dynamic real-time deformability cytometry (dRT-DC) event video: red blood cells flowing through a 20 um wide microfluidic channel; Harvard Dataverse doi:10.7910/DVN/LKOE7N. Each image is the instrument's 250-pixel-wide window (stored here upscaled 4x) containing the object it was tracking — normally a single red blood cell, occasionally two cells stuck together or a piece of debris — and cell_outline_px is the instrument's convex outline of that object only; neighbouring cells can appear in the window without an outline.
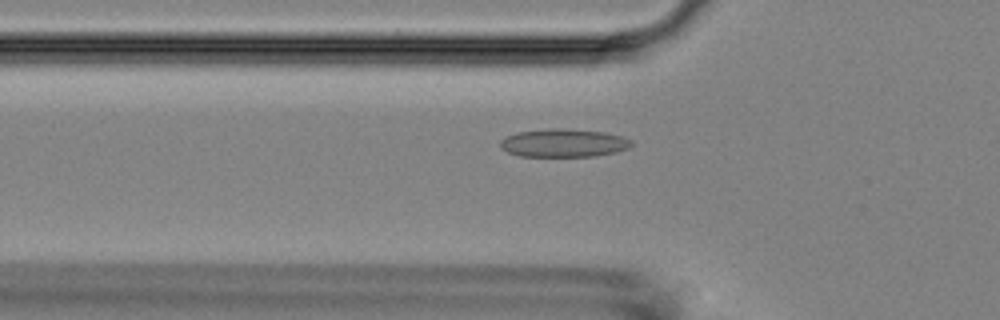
{"species": "Egyptian fruit bat (a non-hibernating species)", "species_latin": "Rousettus aegyptiacus", "temperature_condition": "room temperature", "stored_images_in_passage": 49, "camera_frame_rate_fps": 3000, "um_per_image_px": 0.085, "animal": {"sex": "female"}, "frame": {"image": 1, "passage_image": 18, "time_ms": 5.667, "image_size_px": [1000, 320], "cell_outline_px": [[632, 144], [628, 148], [616, 152], [592, 156], [520, 156], [508, 152], [500, 148], [500, 140], [516, 132], [548, 128], [560, 128], [604, 132], [620, 136], [632, 140]], "centroid_in_image_um": [47.88, 12.15], "position_along_channel_um": 77.9, "area_um2": 21.44}}
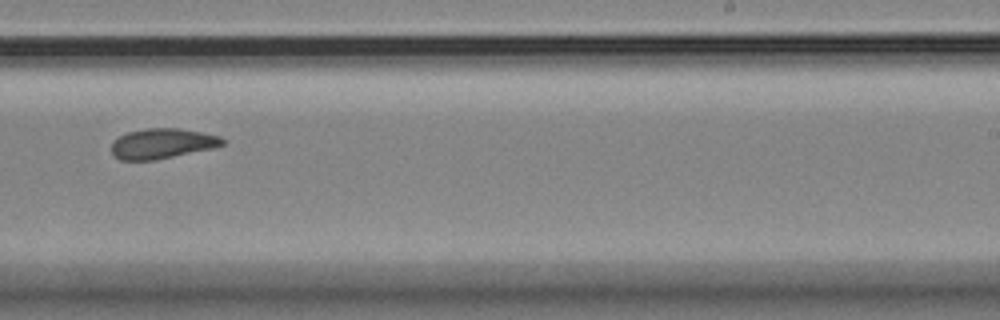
{"frame": {"image": 2, "passage_image": 34, "time_ms": 11.0, "image_size_px": [1000, 320], "cell_outline_px": [[224, 144], [212, 148], [156, 160], [120, 160], [112, 156], [112, 140], [128, 132], [148, 128], [180, 128], [220, 136], [224, 140]], "centroid_in_image_um": [13.75, 12.2], "position_along_channel_um": 275.2, "area_um2": 19.48}}
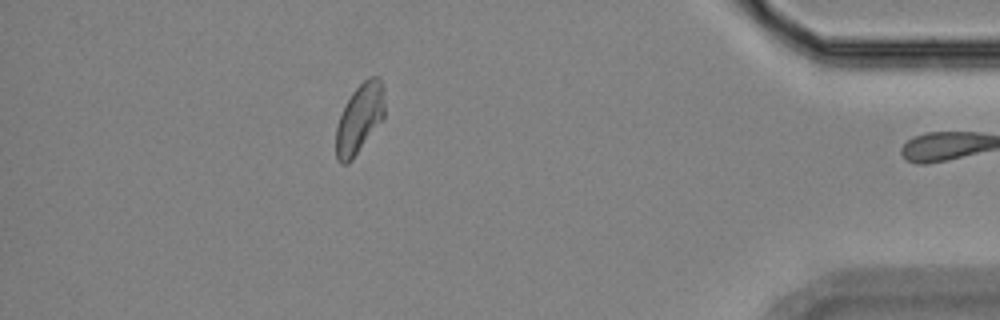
{"frame": {"image": 3, "passage_image": 48, "time_ms": 15.667, "image_size_px": [1000, 320], "cell_outline_px": [[384, 116], [352, 160], [348, 164], [340, 164], [336, 160], [336, 128], [340, 116], [352, 92], [368, 76], [380, 76], [384, 104]], "centroid_in_image_um": [30.54, 10.09], "position_along_channel_um": 404.7, "area_um2": 19.31}, "authors_computed_cell_mechanics": {"area_um2": 20.4612, "velocity_mm_per_s": 3.6858, "shape_relaxation_time_tau1_ms": null, "shape_relaxation_time_tau2_ms": 2.4165, "deformation_change_tau1": null, "deformation_change_tau2": 0.0813}}